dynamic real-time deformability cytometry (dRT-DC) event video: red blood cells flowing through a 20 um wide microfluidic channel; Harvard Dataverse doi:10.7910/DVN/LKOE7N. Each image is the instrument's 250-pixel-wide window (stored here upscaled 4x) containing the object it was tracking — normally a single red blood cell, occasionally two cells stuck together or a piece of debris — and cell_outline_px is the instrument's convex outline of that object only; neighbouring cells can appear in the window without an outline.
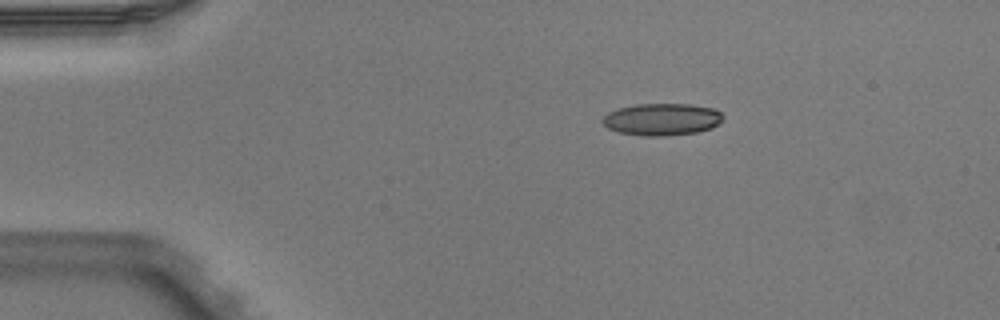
{"species": "Egyptian fruit bat (a non-hibernating species)", "species_latin": "Rousettus aegyptiacus", "temperature_condition": "warm", "stored_images_in_passage": 4, "camera_frame_rate_fps": 3000, "um_per_image_px": 0.085, "animal": {"sex": "male"}, "frame": {"image": 1, "passage_image": 1, "time_ms": 0.0, "image_size_px": [1000, 320], "cell_outline_px": [[724, 120], [712, 128], [696, 132], [664, 136], [644, 136], [620, 132], [608, 128], [600, 120], [608, 112], [620, 108], [636, 104], [688, 104], [712, 108], [720, 112], [724, 116]], "centroid_in_image_um": [56.28, 10.14], "position_along_channel_um": 28.7, "area_um2": 22.48}}
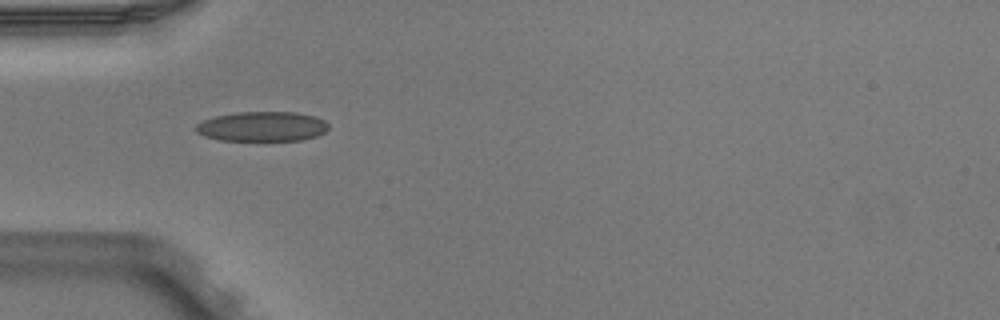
{"frame": {"image": 2, "passage_image": 3, "time_ms": 0.667, "image_size_px": [1000, 320], "cell_outline_px": [[328, 128], [324, 132], [316, 136], [300, 140], [220, 140], [204, 136], [196, 132], [192, 128], [196, 124], [204, 120], [216, 116], [236, 112], [296, 112], [316, 116], [324, 120], [328, 124]], "centroid_in_image_um": [22.26, 10.74], "position_along_channel_um": 62.7, "area_um2": 23.06}}
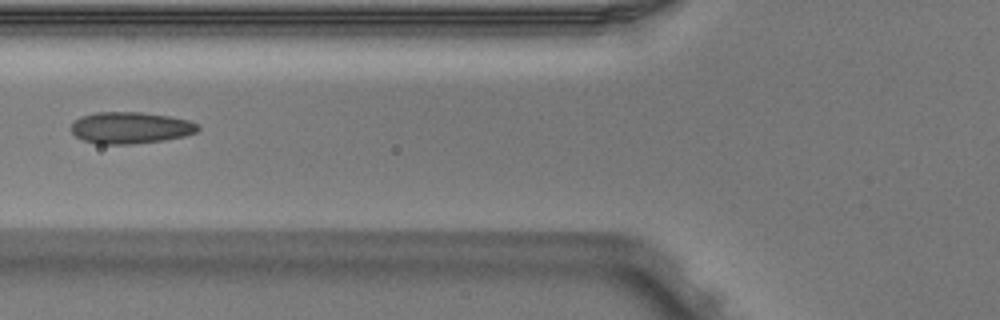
{"frame": {"image": 3, "passage_image": 4, "time_ms": 1.0, "image_size_px": [1000, 320], "cell_outline_px": [[200, 128], [196, 132], [184, 136], [164, 140], [132, 144], [96, 144], [84, 140], [76, 136], [72, 132], [72, 124], [80, 116], [96, 112], [140, 112], [168, 116], [188, 120], [196, 124]], "centroid_in_image_um": [11.07, 10.86], "position_along_channel_um": 114.7, "area_um2": 23.24}}